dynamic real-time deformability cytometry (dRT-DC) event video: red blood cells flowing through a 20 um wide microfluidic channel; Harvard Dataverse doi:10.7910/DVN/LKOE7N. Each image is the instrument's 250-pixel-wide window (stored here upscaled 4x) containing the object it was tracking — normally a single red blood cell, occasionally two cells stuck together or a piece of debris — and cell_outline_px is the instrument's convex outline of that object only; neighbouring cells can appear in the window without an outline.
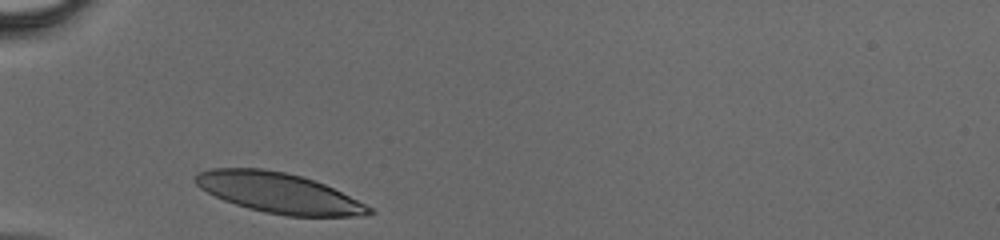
{"species": "human", "species_latin": "Homo sapiens", "temperature_condition": "cold", "stored_images_in_passage": 24, "camera_frame_rate_fps": 3000, "um_per_image_px": 0.085, "donor": {"sex": "male"}, "frame": {"image": 1, "passage_image": 1, "time_ms": 0.0, "image_size_px": [1000, 240], "cell_outline_px": [[376, 212], [360, 216], [288, 216], [264, 212], [248, 208], [224, 200], [200, 188], [192, 180], [200, 172], [212, 168], [260, 168], [284, 172], [300, 176], [324, 184], [372, 208]], "centroid_in_image_um": [23.66, 16.4], "position_along_channel_um": 61.3, "area_um2": 40.11}}
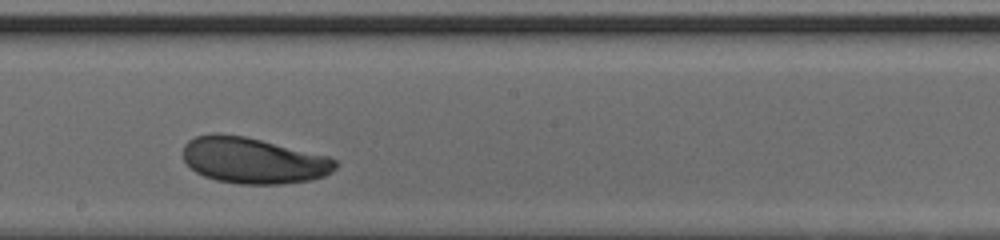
{"frame": {"image": 2, "passage_image": 13, "time_ms": 4.0, "image_size_px": [1000, 240], "cell_outline_px": [[336, 168], [332, 172], [324, 176], [308, 180], [280, 184], [240, 184], [216, 180], [204, 176], [196, 172], [184, 160], [184, 144], [188, 140], [196, 136], [216, 132], [244, 136], [328, 156], [336, 160]], "centroid_in_image_um": [21.51, 13.63], "position_along_channel_um": 226.7, "area_um2": 40.69}}
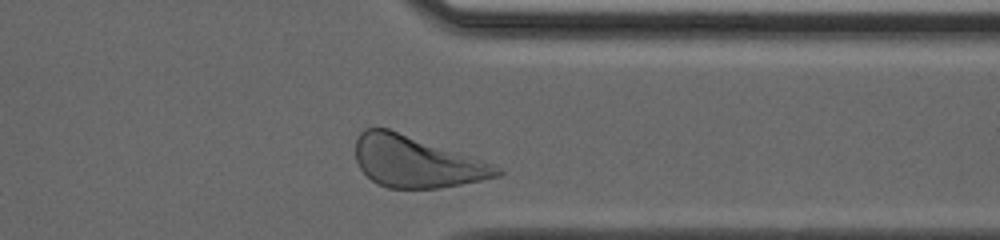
{"frame": {"image": 3, "passage_image": 23, "time_ms": 7.333, "image_size_px": [1000, 240], "cell_outline_px": [[504, 172], [500, 176], [460, 184], [436, 188], [388, 188], [376, 184], [360, 168], [356, 160], [356, 140], [360, 132], [364, 128], [388, 128], [504, 168]], "centroid_in_image_um": [35.36, 13.75], "position_along_channel_um": 376.0, "area_um2": 41.79}}